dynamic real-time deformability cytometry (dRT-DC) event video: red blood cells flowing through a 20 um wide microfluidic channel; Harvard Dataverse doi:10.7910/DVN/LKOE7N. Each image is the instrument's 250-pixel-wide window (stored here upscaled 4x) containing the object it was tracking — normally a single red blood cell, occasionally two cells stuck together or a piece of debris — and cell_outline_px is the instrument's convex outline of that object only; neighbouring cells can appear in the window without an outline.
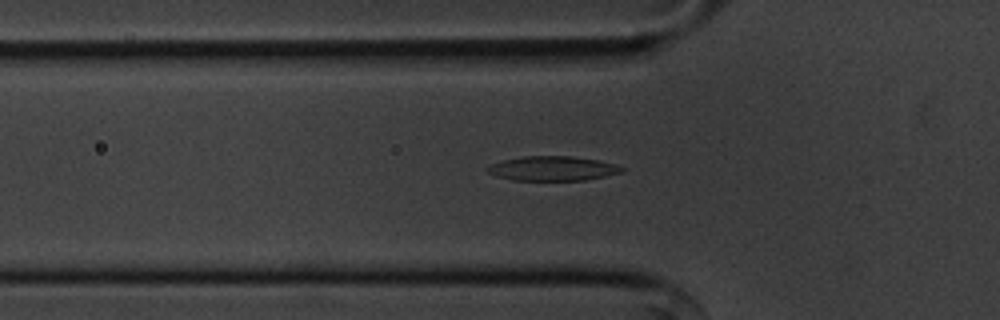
{"species": "common noctule bat (a hibernating species)", "species_latin": "Nyctalus noctula", "temperature_condition": "cold", "stored_images_in_passage": 46, "camera_frame_rate_fps": 3000, "um_per_image_px": 0.085, "animal": {"sex": "male", "body_mass_g": 20.1, "forearm_length_mm": 53.5}, "frame": {"image": 1, "passage_image": 15, "time_ms": 4.667, "image_size_px": [1000, 320], "cell_outline_px": [[624, 172], [584, 180], [512, 180], [496, 176], [488, 172], [484, 168], [492, 164], [504, 160], [524, 156], [572, 156], [600, 160], [616, 164], [624, 168]], "centroid_in_image_um": [46.99, 14.31], "position_along_channel_um": 78.8, "area_um2": 19.19}}
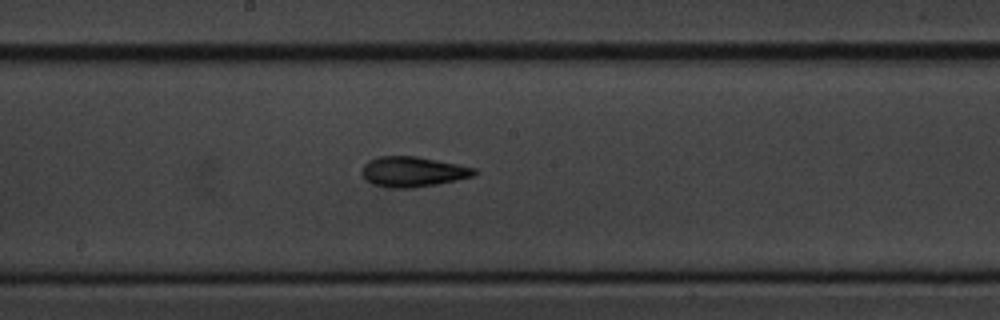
{"frame": {"image": 2, "passage_image": 26, "time_ms": 8.333, "image_size_px": [1000, 320], "cell_outline_px": [[476, 172], [472, 176], [456, 180], [436, 184], [412, 188], [388, 188], [372, 184], [360, 172], [364, 164], [368, 160], [380, 156], [416, 156], [476, 168]], "centroid_in_image_um": [35.05, 14.6], "position_along_channel_um": 213.2, "area_um2": 19.65}}
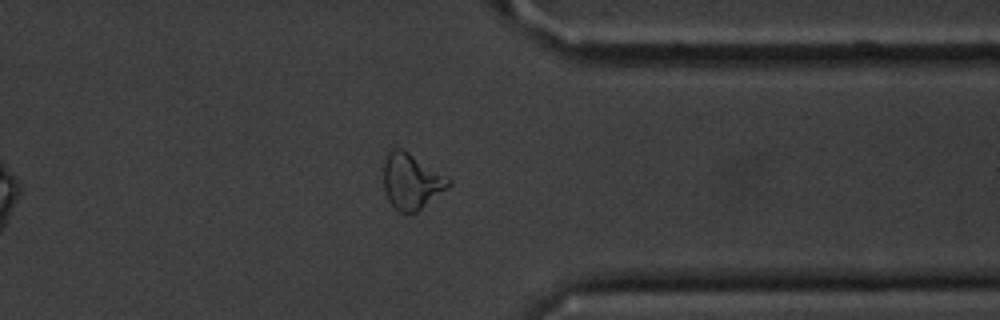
{"frame": {"image": 3, "passage_image": 40, "time_ms": 13.0, "image_size_px": [1000, 320], "cell_outline_px": [[452, 184], [416, 212], [400, 212], [388, 200], [384, 188], [384, 160], [388, 148], [400, 148], [408, 152], [452, 180]], "centroid_in_image_um": [34.94, 15.38], "position_along_channel_um": 376.5, "area_um2": 20.75}, "authors_computed_cell_mechanics": {"area_um2": 19.4786, "velocity_mm_per_s": 3.6264, "shape_relaxation_time_tau1_ms": 4.3199, "shape_relaxation_time_tau2_ms": 4.3702, "deformation_change_tau1": 0.1533, "deformation_change_tau2": 0.1296}}